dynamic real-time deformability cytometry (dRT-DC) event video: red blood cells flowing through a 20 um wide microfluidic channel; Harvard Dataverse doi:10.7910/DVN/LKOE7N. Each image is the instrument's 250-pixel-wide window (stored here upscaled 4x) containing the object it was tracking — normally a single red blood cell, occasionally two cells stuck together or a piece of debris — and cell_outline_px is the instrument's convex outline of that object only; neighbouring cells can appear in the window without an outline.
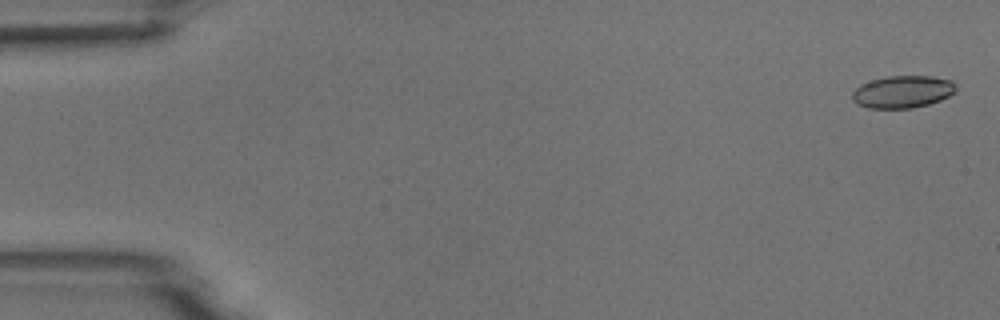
{"species": "common noctule bat (a hibernating species)", "species_latin": "Nyctalus noctula", "temperature_condition": "room temperature", "stored_images_in_passage": 5, "camera_frame_rate_fps": 3000, "um_per_image_px": 0.085, "animal": {"sex": "male", "body_mass_g": 18.8}, "frame": {"image": 1, "passage_image": 1, "time_ms": 0.0, "image_size_px": [1000, 320], "cell_outline_px": [[956, 92], [940, 100], [928, 104], [912, 108], [868, 108], [856, 104], [852, 100], [852, 92], [860, 84], [872, 80], [888, 76], [932, 76], [952, 80], [956, 84]], "centroid_in_image_um": [76.72, 7.8], "position_along_channel_um": 8.3, "area_um2": 19.65}}
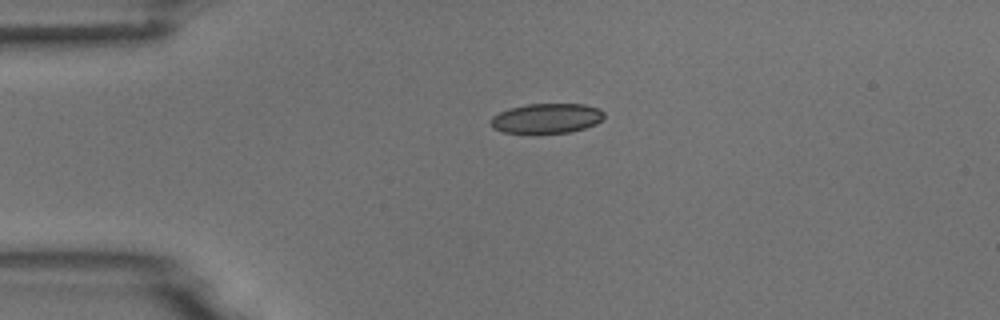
{"frame": {"image": 2, "passage_image": 4, "time_ms": 3.667, "image_size_px": [1000, 320], "cell_outline_px": [[604, 116], [596, 124], [584, 128], [568, 132], [536, 136], [532, 136], [504, 132], [492, 128], [488, 124], [488, 120], [492, 116], [508, 108], [528, 104], [584, 104], [600, 108], [604, 112]], "centroid_in_image_um": [46.38, 10.1], "position_along_channel_um": 38.6, "area_um2": 20.63}}